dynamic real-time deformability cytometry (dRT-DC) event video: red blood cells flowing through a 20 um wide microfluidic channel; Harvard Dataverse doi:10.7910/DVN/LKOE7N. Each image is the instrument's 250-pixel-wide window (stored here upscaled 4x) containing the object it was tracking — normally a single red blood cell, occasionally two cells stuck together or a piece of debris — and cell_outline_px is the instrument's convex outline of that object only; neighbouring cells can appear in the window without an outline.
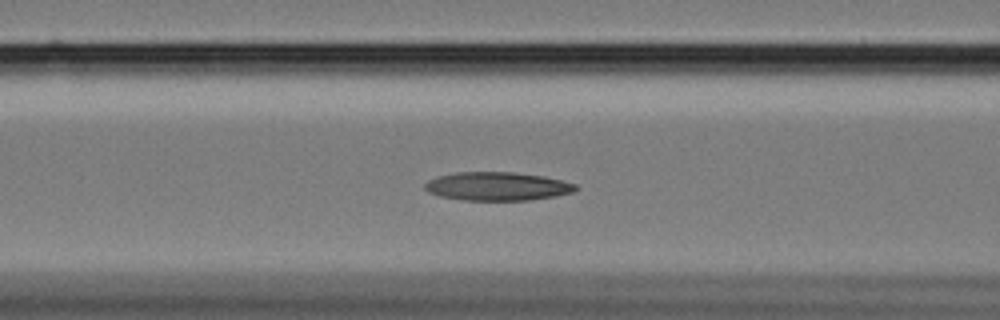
{"species": "Egyptian fruit bat (a non-hibernating species)", "species_latin": "Rousettus aegyptiacus", "temperature_condition": "cold", "stored_images_in_passage": 60, "camera_frame_rate_fps": 3000, "um_per_image_px": 0.085, "animal": {"sex": "female"}, "frame": {"image": 1, "passage_image": 24, "time_ms": 7.667, "image_size_px": [1000, 320], "cell_outline_px": [[576, 188], [572, 192], [556, 196], [532, 200], [464, 200], [440, 196], [428, 192], [424, 188], [424, 184], [428, 180], [436, 176], [456, 172], [512, 172], [544, 176], [576, 184]], "centroid_in_image_um": [42.23, 15.83], "position_along_channel_um": 124.4, "area_um2": 25.03}}
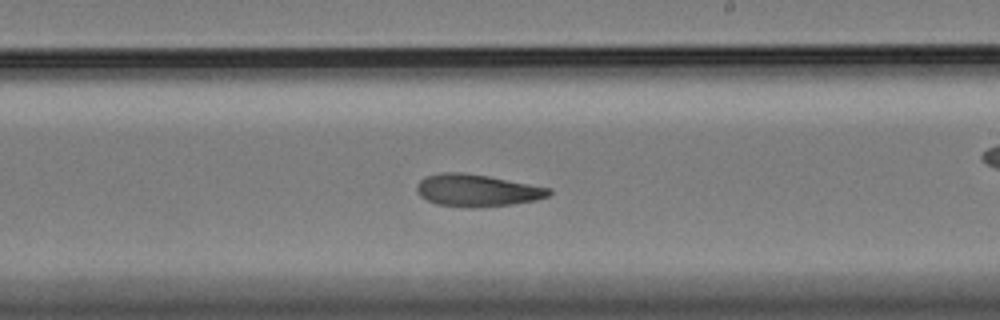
{"frame": {"image": 2, "passage_image": 35, "time_ms": 11.333, "image_size_px": [1000, 320], "cell_outline_px": [[552, 192], [548, 196], [536, 200], [512, 204], [476, 208], [472, 208], [436, 204], [420, 196], [416, 192], [416, 184], [420, 180], [428, 176], [440, 172], [460, 172], [488, 176], [552, 188]], "centroid_in_image_um": [40.54, 16.19], "position_along_channel_um": 248.5, "area_um2": 24.85}}
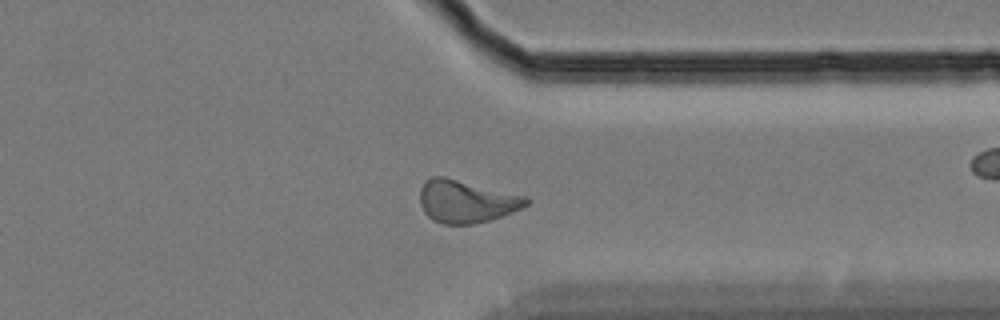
{"frame": {"image": 3, "passage_image": 46, "time_ms": 15.0, "image_size_px": [1000, 320], "cell_outline_px": [[532, 200], [528, 204], [512, 212], [488, 220], [472, 224], [444, 224], [432, 220], [424, 212], [420, 204], [420, 188], [432, 176], [444, 176], [528, 196]], "centroid_in_image_um": [39.65, 17.11], "position_along_channel_um": 371.8, "area_um2": 26.41}, "authors_computed_cell_mechanics": {"area_um2": 25.5187, "velocity_mm_per_s": 3.3839, "shape_relaxation_time_tau1_ms": 7.5471, "shape_relaxation_time_tau2_ms": 3.3219, "deformation_change_tau1": 0.1832, "deformation_change_tau2": 0.093}}